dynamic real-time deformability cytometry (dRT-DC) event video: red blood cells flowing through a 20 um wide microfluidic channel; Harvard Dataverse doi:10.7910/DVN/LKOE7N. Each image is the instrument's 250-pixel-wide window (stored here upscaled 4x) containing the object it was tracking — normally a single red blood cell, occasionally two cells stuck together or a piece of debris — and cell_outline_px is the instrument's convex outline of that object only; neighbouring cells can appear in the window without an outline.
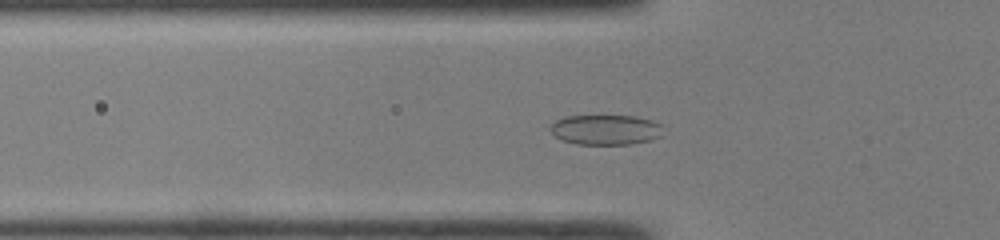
{"species": "common noctule bat (a hibernating species)", "species_latin": "Nyctalus noctula", "temperature_condition": "room temperature", "stored_images_in_passage": 46, "camera_frame_rate_fps": 3000, "um_per_image_px": 0.085, "animal": {"sex": "male", "body_mass_g": 19.0, "forearm_length_mm": 50.8}, "frame": {"image": 1, "passage_image": 15, "time_ms": 4.667, "image_size_px": [1000, 240], "cell_outline_px": [[664, 136], [652, 140], [632, 144], [576, 144], [564, 140], [556, 136], [552, 132], [552, 124], [556, 120], [564, 116], [636, 116], [652, 120], [660, 124]], "centroid_in_image_um": [51.55, 11.03], "position_along_channel_um": 74.3, "area_um2": 19.77}}
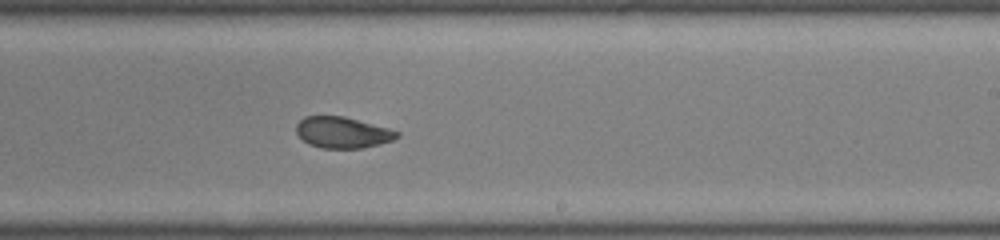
{"frame": {"image": 2, "passage_image": 28, "time_ms": 9.0, "image_size_px": [1000, 240], "cell_outline_px": [[400, 136], [392, 140], [380, 144], [364, 148], [320, 148], [308, 144], [296, 132], [296, 124], [304, 116], [344, 116], [388, 128], [400, 132]], "centroid_in_image_um": [29.12, 11.26], "position_along_channel_um": 259.9, "area_um2": 18.32}}
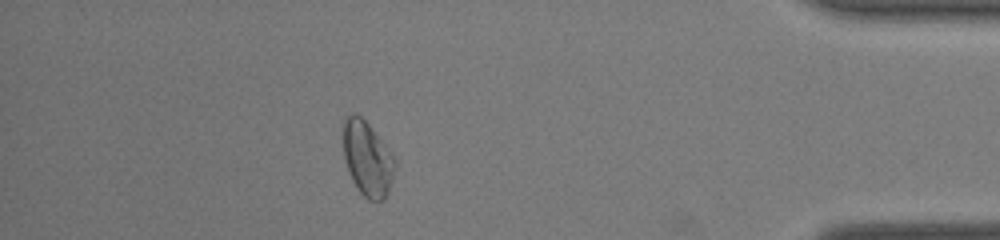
{"frame": {"image": 3, "passage_image": 41, "time_ms": 13.333, "image_size_px": [1000, 240], "cell_outline_px": [[396, 164], [388, 192], [384, 200], [368, 200], [356, 188], [352, 180], [344, 156], [340, 128], [340, 124], [344, 116], [352, 112], [356, 112], [368, 124], [396, 160]], "centroid_in_image_um": [31.16, 13.42], "position_along_channel_um": 404.0, "area_um2": 22.77}, "authors_computed_cell_mechanics": {"area_um2": 20.6924, "velocity_mm_per_s": 4.2847, "shape_relaxation_time_tau1_ms": null, "shape_relaxation_time_tau2_ms": 1.0996, "deformation_change_tau1": null, "deformation_change_tau2": 0.063}}